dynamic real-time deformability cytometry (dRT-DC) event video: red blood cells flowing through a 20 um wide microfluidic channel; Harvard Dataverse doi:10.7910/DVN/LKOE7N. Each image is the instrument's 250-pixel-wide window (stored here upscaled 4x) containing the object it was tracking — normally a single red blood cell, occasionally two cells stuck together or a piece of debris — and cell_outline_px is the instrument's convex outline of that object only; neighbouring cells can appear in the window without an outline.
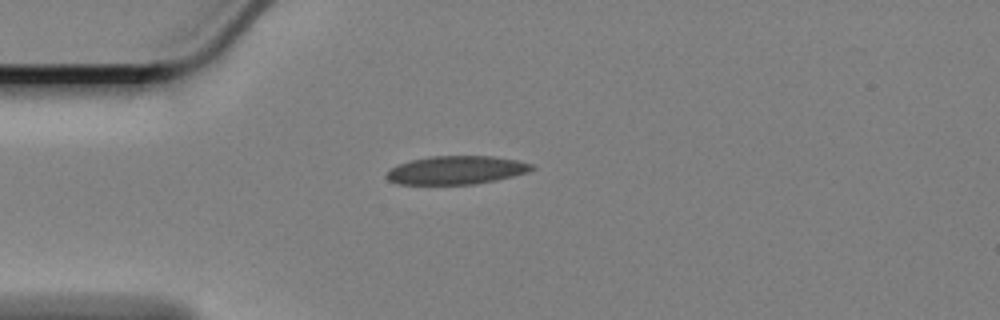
{"species": "Egyptian fruit bat (a non-hibernating species)", "species_latin": "Rousettus aegyptiacus", "temperature_condition": "cold", "stored_images_in_passage": 45, "camera_frame_rate_fps": 3000, "um_per_image_px": 0.085, "animal": {"sex": "female"}, "frame": {"image": 1, "passage_image": 1, "time_ms": 0.0, "image_size_px": [1000, 320], "cell_outline_px": [[536, 168], [512, 176], [472, 184], [400, 184], [388, 180], [388, 172], [392, 168], [400, 164], [412, 160], [432, 156], [492, 156], [516, 160], [532, 164]], "centroid_in_image_um": [38.79, 14.45], "position_along_channel_um": 46.2, "area_um2": 23.41}}
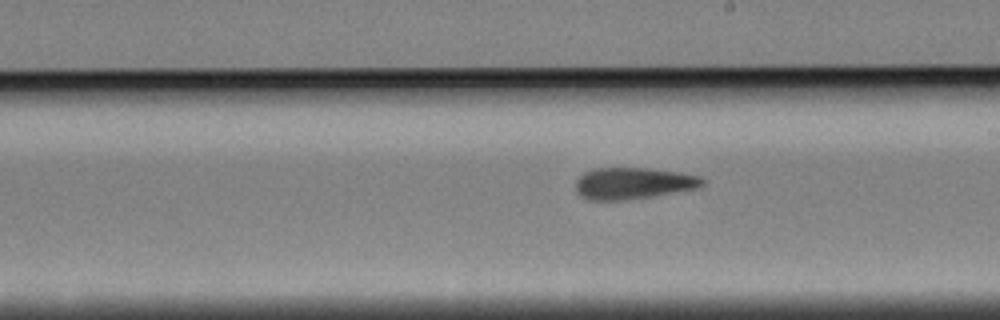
{"frame": {"image": 2, "passage_image": 19, "time_ms": 6.0, "image_size_px": [1000, 320], "cell_outline_px": [[704, 184], [696, 188], [652, 196], [624, 200], [588, 200], [580, 196], [576, 192], [576, 180], [584, 172], [592, 168], [648, 168], [676, 172], [700, 176], [704, 180]], "centroid_in_image_um": [53.76, 15.58], "position_along_channel_um": 235.2, "area_um2": 23.24}}
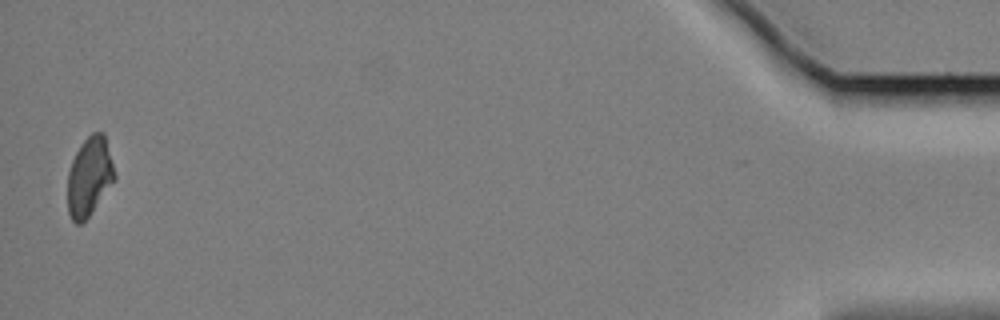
{"frame": {"image": 3, "passage_image": 44, "time_ms": 14.333, "image_size_px": [1000, 320], "cell_outline_px": [[116, 180], [92, 212], [80, 224], [76, 224], [72, 220], [68, 212], [68, 172], [72, 160], [80, 144], [92, 132], [104, 132], [116, 172]], "centroid_in_image_um": [7.62, 15.0], "position_along_channel_um": 427.6, "area_um2": 21.85}, "authors_computed_cell_mechanics": {"area_um2": 23.2356, "velocity_mm_per_s": 3.3847, "shape_relaxation_time_tau1_ms": 5.8713, "shape_relaxation_time_tau2_ms": 3.1387, "deformation_change_tau1": 0.1174, "deformation_change_tau2": 0.0836}}